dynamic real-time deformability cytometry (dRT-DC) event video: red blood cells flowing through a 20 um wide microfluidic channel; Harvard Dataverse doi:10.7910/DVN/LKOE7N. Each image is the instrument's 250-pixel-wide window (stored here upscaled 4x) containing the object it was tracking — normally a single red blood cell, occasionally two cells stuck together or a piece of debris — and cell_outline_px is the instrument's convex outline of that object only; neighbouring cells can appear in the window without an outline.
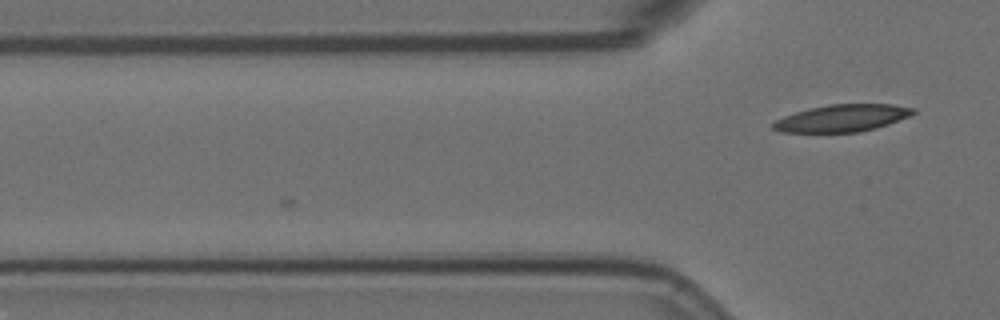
{"species": "Egyptian fruit bat (a non-hibernating species)", "species_latin": "Rousettus aegyptiacus", "temperature_condition": "room temperature", "stored_images_in_passage": 4, "camera_frame_rate_fps": 3000, "um_per_image_px": 0.085, "animal": {"sex": "female"}, "frame": {"image": 1, "passage_image": 4, "time_ms": 1.0, "image_size_px": [1000, 320], "cell_outline_px": [[916, 112], [908, 116], [888, 124], [876, 128], [860, 132], [780, 132], [772, 128], [772, 124], [776, 120], [784, 116], [808, 108], [828, 104], [892, 104], [916, 108]], "centroid_in_image_um": [71.58, 10.03], "position_along_channel_um": 54.2, "area_um2": 22.14}}